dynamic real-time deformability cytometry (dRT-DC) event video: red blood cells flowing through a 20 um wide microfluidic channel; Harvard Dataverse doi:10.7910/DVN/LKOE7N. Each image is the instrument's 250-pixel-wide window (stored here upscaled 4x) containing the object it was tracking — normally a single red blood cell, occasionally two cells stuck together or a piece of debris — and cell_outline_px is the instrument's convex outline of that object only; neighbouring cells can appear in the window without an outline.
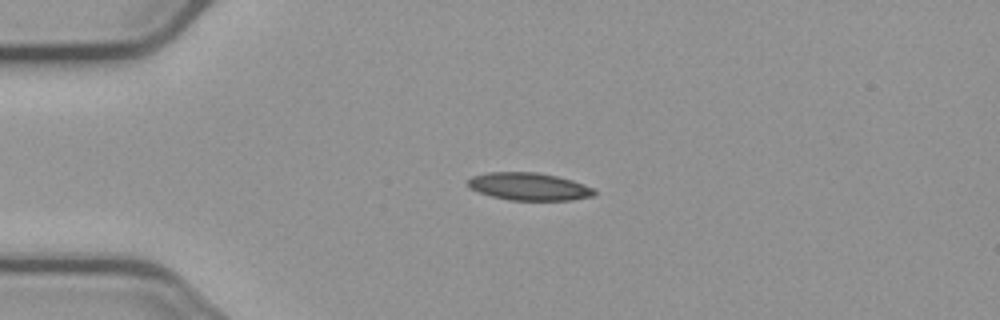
{"species": "common noctule bat (a hibernating species)", "species_latin": "Nyctalus noctula", "temperature_condition": "cold", "stored_images_in_passage": 4, "camera_frame_rate_fps": 3000, "um_per_image_px": 0.085, "animal": {"sex": "male", "body_mass_g": 23.1, "forearm_length_mm": 52.7}, "frame": {"image": 1, "passage_image": 3, "time_ms": 3.333, "image_size_px": [1000, 320], "cell_outline_px": [[596, 196], [572, 200], [512, 200], [492, 196], [480, 192], [472, 188], [468, 184], [468, 180], [472, 176], [488, 172], [536, 172], [556, 176], [572, 180], [584, 184], [592, 188], [596, 192]], "centroid_in_image_um": [45.01, 15.85], "position_along_channel_um": 40.0, "area_um2": 20.17}}